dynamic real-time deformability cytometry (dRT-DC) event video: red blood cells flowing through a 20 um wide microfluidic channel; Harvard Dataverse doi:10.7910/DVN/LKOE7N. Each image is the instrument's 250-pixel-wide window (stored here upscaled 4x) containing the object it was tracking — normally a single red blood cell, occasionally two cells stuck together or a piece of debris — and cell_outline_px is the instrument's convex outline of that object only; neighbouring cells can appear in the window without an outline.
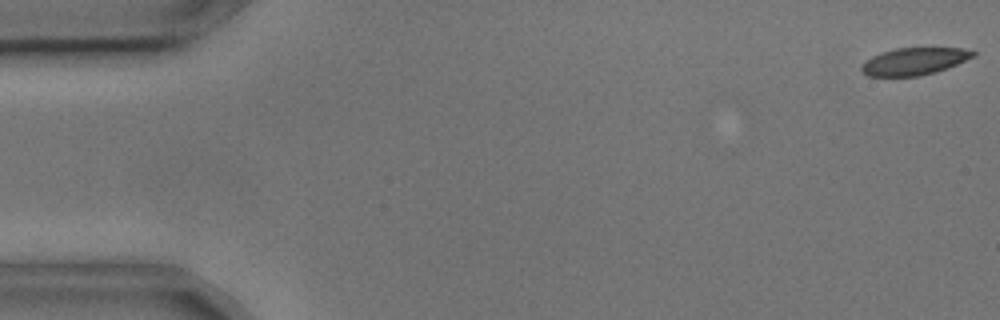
{"species": "common noctule bat (a hibernating species)", "species_latin": "Nyctalus noctula", "temperature_condition": "cold", "stored_images_in_passage": 6, "camera_frame_rate_fps": 3000, "um_per_image_px": 0.085, "animal": {"sex": "male", "body_mass_g": 17.9, "forearm_length_mm": 54.2}, "frame": {"image": 1, "passage_image": 6, "time_ms": 1.667, "image_size_px": [1000, 320], "cell_outline_px": [[976, 56], [948, 68], [920, 76], [868, 76], [860, 68], [872, 56], [880, 52], [896, 48], [960, 48], [976, 52]], "centroid_in_image_um": [77.74, 5.21], "position_along_channel_um": 7.3, "area_um2": 17.57}}